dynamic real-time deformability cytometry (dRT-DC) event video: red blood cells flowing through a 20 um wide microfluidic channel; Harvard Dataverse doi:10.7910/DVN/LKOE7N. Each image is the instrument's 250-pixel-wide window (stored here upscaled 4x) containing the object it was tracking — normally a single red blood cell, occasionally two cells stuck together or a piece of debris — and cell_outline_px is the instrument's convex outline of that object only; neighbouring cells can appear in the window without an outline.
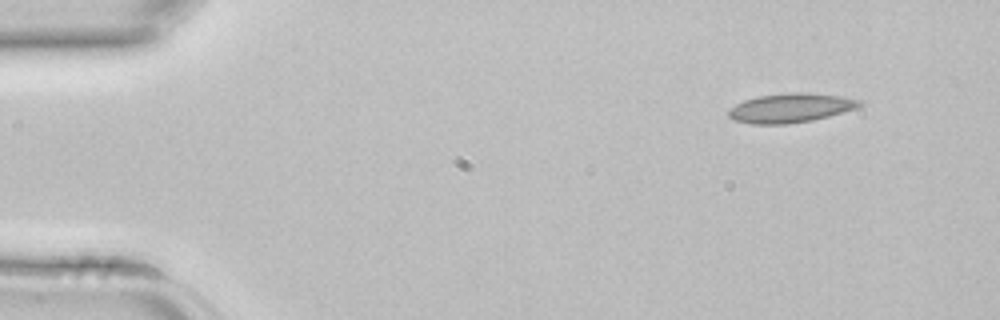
{"species": "common noctule bat (a hibernating species)", "species_latin": "Nyctalus noctula", "temperature_condition": "room temperature", "stored_images_in_passage": 3, "segment_of_instrument_passage": [1, 2], "camera_frame_rate_fps": 3000, "um_per_image_px": 0.085, "animal": {"sex": "female", "body_mass_g": 22.7, "forearm_length_mm": 54.2}, "frame": {"image": 1, "passage_image": 1, "time_ms": 0.0, "image_size_px": [1000, 320], "cell_outline_px": [[864, 104], [856, 108], [828, 116], [812, 120], [788, 124], [752, 124], [732, 120], [728, 116], [728, 108], [744, 100], [760, 96], [792, 92], [808, 92], [840, 96], [864, 100]], "centroid_in_image_um": [67.2, 9.17], "position_along_channel_um": 17.8, "area_um2": 22.43}}
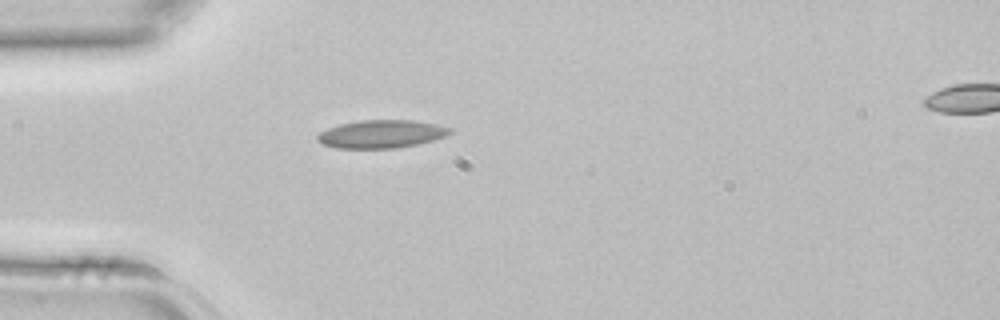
{"frame": {"image": 2, "passage_image": 2, "time_ms": 0.333, "image_size_px": [1000, 320], "cell_outline_px": [[452, 132], [448, 136], [416, 144], [396, 148], [336, 148], [320, 144], [316, 140], [316, 136], [320, 132], [328, 128], [340, 124], [360, 120], [412, 120], [436, 124], [452, 128]], "centroid_in_image_um": [32.4, 11.39], "position_along_channel_um": 52.6, "area_um2": 21.73}}